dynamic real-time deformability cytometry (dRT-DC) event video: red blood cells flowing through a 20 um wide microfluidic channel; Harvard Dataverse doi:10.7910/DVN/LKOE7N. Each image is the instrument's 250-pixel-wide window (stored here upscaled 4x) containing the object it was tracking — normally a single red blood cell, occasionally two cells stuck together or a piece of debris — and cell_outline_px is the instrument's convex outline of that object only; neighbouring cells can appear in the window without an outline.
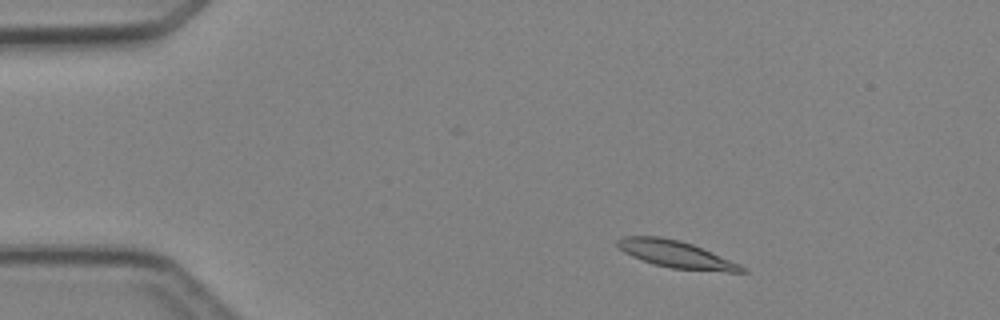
{"species": "Egyptian fruit bat (a non-hibernating species)", "species_latin": "Rousettus aegyptiacus", "temperature_condition": "cold", "stored_images_in_passage": 3, "camera_frame_rate_fps": 3000, "um_per_image_px": 0.085, "animal": {"sex": "female"}, "frame": {"image": 1, "passage_image": 1, "time_ms": 0.0, "image_size_px": [1000, 320], "cell_outline_px": [[748, 272], [728, 272], [672, 268], [652, 264], [632, 256], [624, 252], [616, 244], [616, 240], [624, 236], [660, 236], [680, 240], [692, 244], [740, 264], [748, 268]], "centroid_in_image_um": [57.47, 21.61], "position_along_channel_um": 27.5, "area_um2": 19.59}}
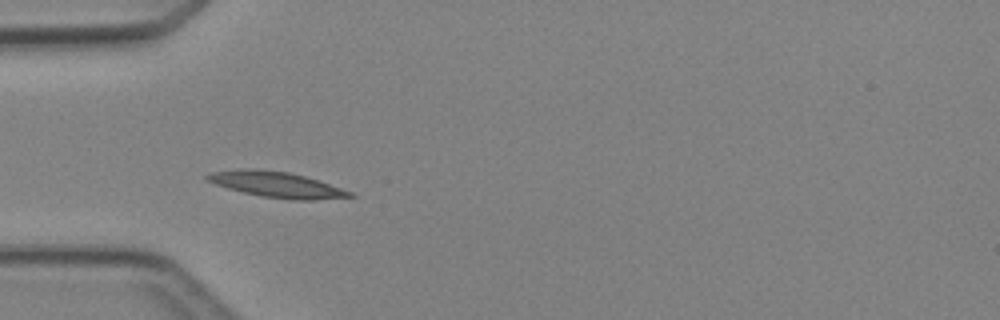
{"frame": {"image": 2, "passage_image": 3, "time_ms": 2.333, "image_size_px": [1000, 320], "cell_outline_px": [[356, 196], [312, 200], [292, 200], [260, 196], [228, 188], [204, 180], [204, 176], [208, 172], [236, 168], [256, 168], [288, 172], [304, 176], [352, 192]], "centroid_in_image_um": [23.41, 15.67], "position_along_channel_um": 61.6, "area_um2": 21.39}}